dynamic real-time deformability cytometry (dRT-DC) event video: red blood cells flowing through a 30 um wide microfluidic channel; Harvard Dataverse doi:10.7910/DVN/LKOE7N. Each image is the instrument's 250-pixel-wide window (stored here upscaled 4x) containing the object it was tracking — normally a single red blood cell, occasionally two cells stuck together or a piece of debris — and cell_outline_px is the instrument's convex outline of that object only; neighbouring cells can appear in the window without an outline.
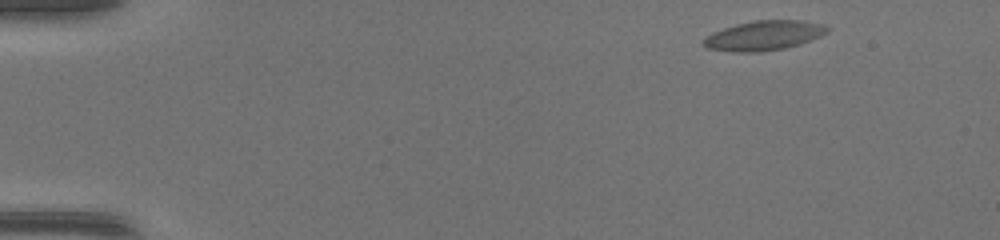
{"species": "common noctule bat (a hibernating species)", "species_latin": "Nyctalus noctula", "temperature_condition": "warm", "stored_images_in_passage": 45, "camera_frame_rate_fps": 3000, "um_per_image_px": 0.085, "animal": {"sex": "female", "body_mass_g": 17.0, "forearm_length_mm": 48.0}, "frame": {"image": 1, "passage_image": 2, "time_ms": 0.333, "image_size_px": [1000, 240], "cell_outline_px": [[828, 32], [820, 36], [800, 44], [784, 48], [756, 52], [744, 52], [708, 48], [704, 44], [704, 40], [708, 36], [724, 28], [736, 24], [756, 20], [800, 20], [820, 24], [828, 28]], "centroid_in_image_um": [64.98, 3.01], "position_along_channel_um": 20.0, "area_um2": 20.75}}
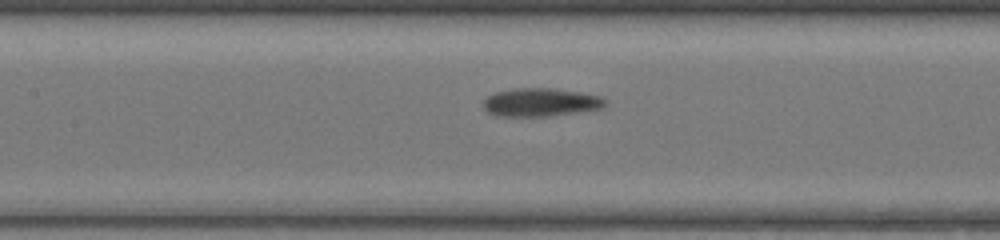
{"frame": {"image": 2, "passage_image": 20, "time_ms": 6.333, "image_size_px": [1000, 240], "cell_outline_px": [[608, 104], [600, 108], [548, 116], [496, 116], [488, 112], [484, 108], [484, 100], [488, 96], [496, 92], [516, 88], [556, 88], [604, 96], [608, 100]], "centroid_in_image_um": [45.99, 8.68], "position_along_channel_um": 161.4, "area_um2": 20.11}}
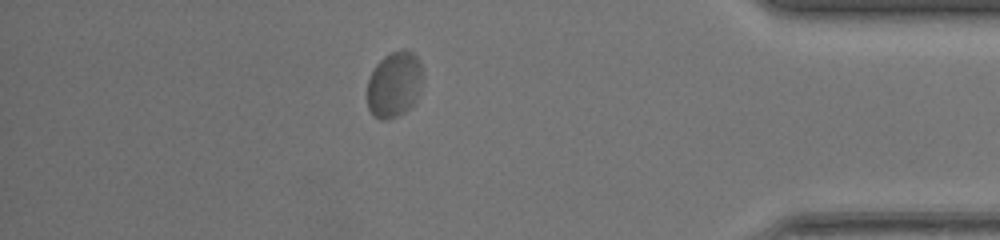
{"frame": {"image": 3, "passage_image": 39, "time_ms": 12.667, "image_size_px": [1000, 240], "cell_outline_px": [[420, 88], [412, 104], [404, 112], [388, 120], [380, 120], [372, 116], [368, 108], [368, 80], [376, 64], [384, 56], [400, 48], [404, 48], [412, 52], [420, 60]], "centroid_in_image_um": [33.47, 7.17], "position_along_channel_um": 401.7, "area_um2": 21.04}}